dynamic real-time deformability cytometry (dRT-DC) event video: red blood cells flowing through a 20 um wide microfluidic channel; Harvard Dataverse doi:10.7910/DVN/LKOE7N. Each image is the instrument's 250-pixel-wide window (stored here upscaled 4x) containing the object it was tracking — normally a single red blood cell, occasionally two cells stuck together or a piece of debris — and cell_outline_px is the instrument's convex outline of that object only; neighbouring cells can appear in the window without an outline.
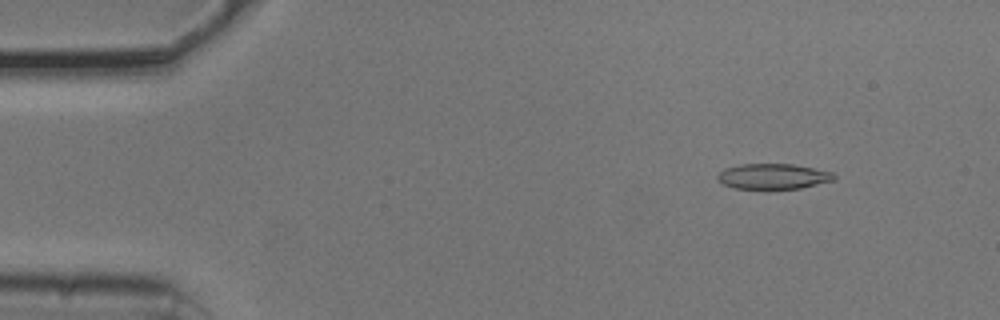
{"species": "common noctule bat (a hibernating species)", "species_latin": "Nyctalus noctula", "temperature_condition": "cold", "stored_images_in_passage": 51, "camera_frame_rate_fps": 3000, "um_per_image_px": 0.085, "animal": {"sex": "male", "body_mass_g": 20.5, "forearm_length_mm": 52.5}, "frame": {"image": 1, "passage_image": 4, "time_ms": 1.0, "image_size_px": [1000, 320], "cell_outline_px": [[836, 176], [832, 180], [800, 188], [768, 192], [736, 188], [724, 184], [716, 180], [716, 176], [724, 168], [740, 164], [792, 164], [832, 172]], "centroid_in_image_um": [65.64, 15.03], "position_along_channel_um": 19.4, "area_um2": 17.86}}
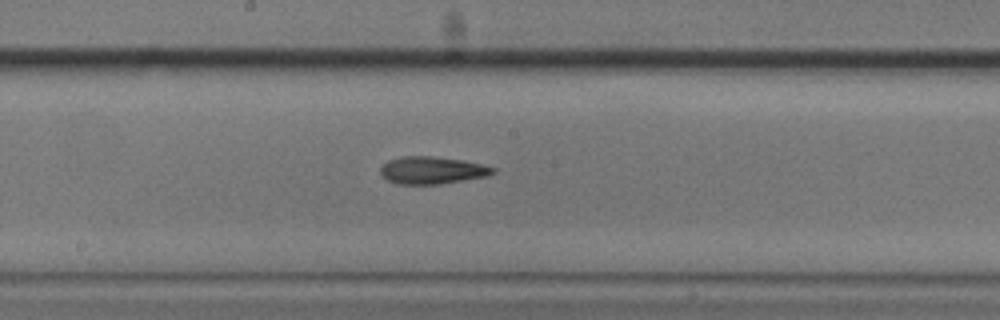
{"frame": {"image": 2, "passage_image": 26, "time_ms": 8.333, "image_size_px": [1000, 320], "cell_outline_px": [[496, 172], [488, 176], [440, 184], [396, 184], [380, 176], [380, 168], [388, 160], [404, 156], [432, 156], [464, 160], [484, 164], [496, 168]], "centroid_in_image_um": [36.75, 14.47], "position_along_channel_um": 211.5, "area_um2": 18.15}}
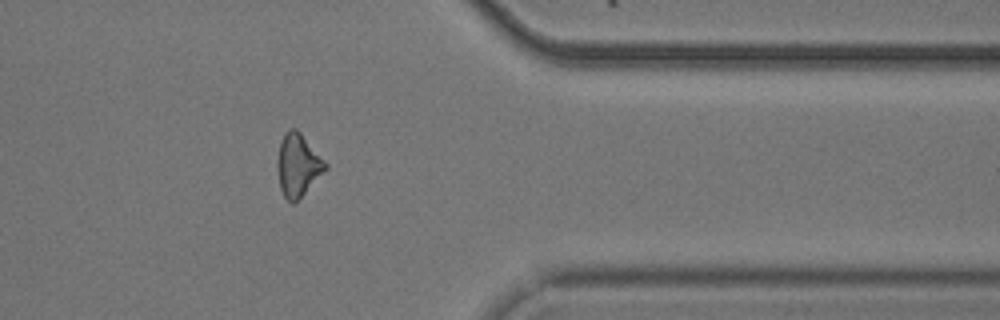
{"frame": {"image": 3, "passage_image": 41, "time_ms": 13.333, "image_size_px": [1000, 320], "cell_outline_px": [[328, 168], [292, 204], [284, 196], [280, 188], [276, 168], [276, 160], [280, 140], [284, 132], [288, 128], [296, 128], [300, 132], [328, 164]], "centroid_in_image_um": [25.29, 13.98], "position_along_channel_um": 386.1, "area_um2": 17.51}, "authors_computed_cell_mechanics": {"area_um2": 17.629, "velocity_mm_per_s": 3.7809, "shape_relaxation_time_tau1_ms": 6.9987, "shape_relaxation_time_tau2_ms": 6.3035, "deformation_change_tau1": 0.1825, "deformation_change_tau2": 0.1657}}